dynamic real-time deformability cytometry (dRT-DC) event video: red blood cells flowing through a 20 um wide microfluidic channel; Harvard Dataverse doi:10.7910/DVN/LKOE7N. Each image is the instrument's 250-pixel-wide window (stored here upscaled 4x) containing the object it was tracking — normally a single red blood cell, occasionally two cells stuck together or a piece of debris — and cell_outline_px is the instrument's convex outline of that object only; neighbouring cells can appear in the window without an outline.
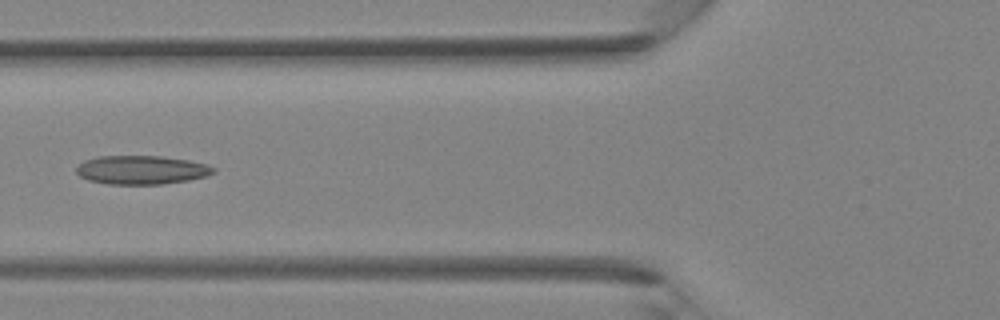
{"species": "Egyptian fruit bat (a non-hibernating species)", "species_latin": "Rousettus aegyptiacus", "temperature_condition": "room temperature", "stored_images_in_passage": 16, "camera_frame_rate_fps": 3000, "um_per_image_px": 0.085, "animal": {"sex": "female"}, "frame": {"image": 1, "passage_image": 7, "time_ms": 2.0, "image_size_px": [1000, 320], "cell_outline_px": [[216, 172], [208, 176], [188, 180], [160, 184], [108, 184], [88, 180], [80, 176], [76, 172], [76, 168], [84, 160], [100, 156], [160, 156], [188, 160], [208, 164], [216, 168]], "centroid_in_image_um": [12.06, 14.44], "position_along_channel_um": 113.7, "area_um2": 23.0}}
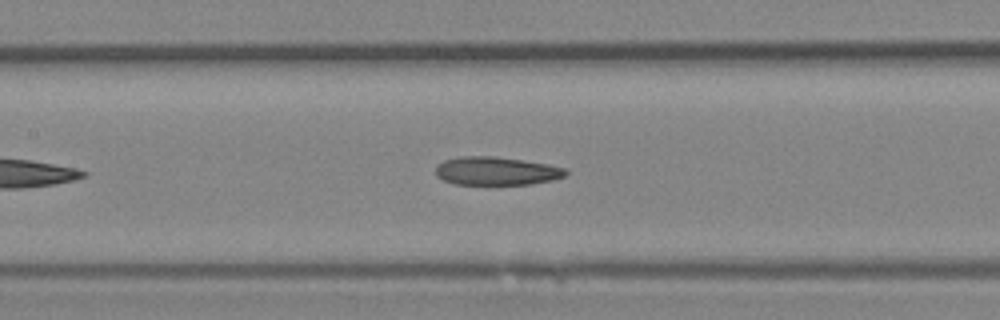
{"frame": {"image": 2, "passage_image": 10, "time_ms": 3.0, "image_size_px": [1000, 320], "cell_outline_px": [[568, 172], [564, 176], [552, 180], [532, 184], [452, 184], [436, 176], [436, 164], [444, 160], [460, 156], [496, 156], [524, 160], [548, 164], [568, 168]], "centroid_in_image_um": [42.19, 14.52], "position_along_channel_um": 165.2, "area_um2": 21.68}}